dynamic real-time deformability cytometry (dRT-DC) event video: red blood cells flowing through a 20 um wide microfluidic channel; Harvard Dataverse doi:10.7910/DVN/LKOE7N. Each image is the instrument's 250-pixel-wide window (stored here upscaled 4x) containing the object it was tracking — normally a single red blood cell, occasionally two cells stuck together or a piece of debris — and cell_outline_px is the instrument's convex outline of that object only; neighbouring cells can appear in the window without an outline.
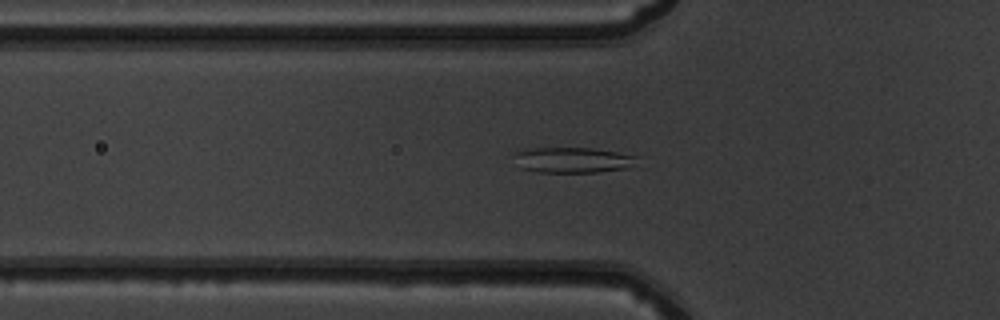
{"species": "common noctule bat (a hibernating species)", "species_latin": "Nyctalus noctula", "temperature_condition": "warm", "stored_images_in_passage": 26, "camera_frame_rate_fps": 3000, "um_per_image_px": 0.085, "animal": {"sex": "male", "body_mass_g": 19.5, "forearm_length_mm": 54.6}, "frame": {"image": 1, "passage_image": 7, "time_ms": 2.0, "image_size_px": [1000, 320], "cell_outline_px": [[640, 156], [632, 164], [624, 168], [596, 172], [536, 172], [520, 168], [516, 152], [528, 148], [592, 148]], "centroid_in_image_um": [48.69, 13.6], "position_along_channel_um": 77.1, "area_um2": 17.92}}
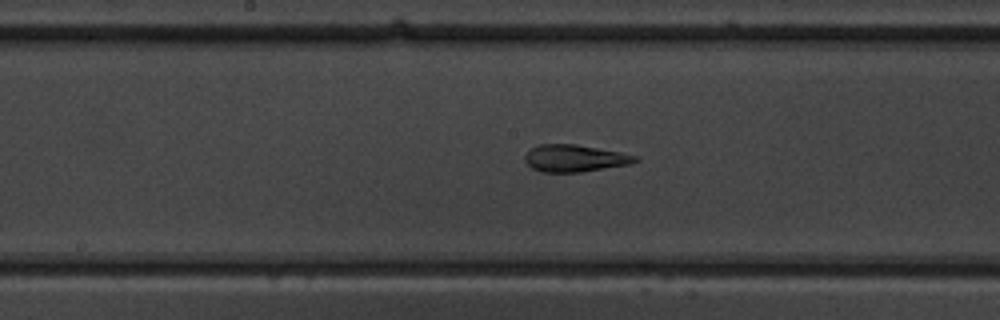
{"frame": {"image": 2, "passage_image": 16, "time_ms": 5.0, "image_size_px": [1000, 320], "cell_outline_px": [[640, 160], [632, 164], [580, 172], [540, 172], [532, 168], [524, 160], [524, 156], [536, 144], [576, 144], [620, 152], [640, 156]], "centroid_in_image_um": [48.88, 13.45], "position_along_channel_um": 199.3, "area_um2": 17.57}}
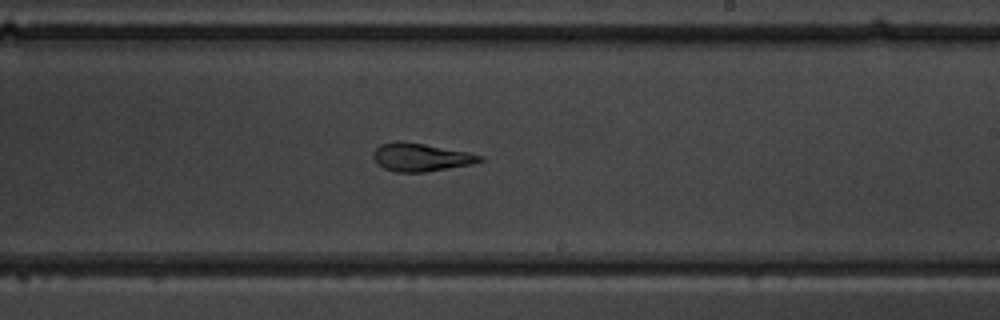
{"frame": {"image": 3, "passage_image": 20, "time_ms": 6.333, "image_size_px": [1000, 320], "cell_outline_px": [[484, 160], [472, 164], [424, 172], [396, 172], [384, 168], [376, 164], [372, 156], [372, 152], [380, 144], [392, 140], [396, 140], [424, 144], [468, 152], [484, 156]], "centroid_in_image_um": [35.72, 13.36], "position_along_channel_um": 253.3, "area_um2": 17.57}}